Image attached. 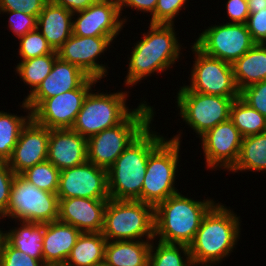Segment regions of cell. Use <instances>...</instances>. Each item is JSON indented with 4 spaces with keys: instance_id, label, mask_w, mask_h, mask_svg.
I'll return each instance as SVG.
<instances>
[{
    "instance_id": "cell-31",
    "label": "cell",
    "mask_w": 266,
    "mask_h": 266,
    "mask_svg": "<svg viewBox=\"0 0 266 266\" xmlns=\"http://www.w3.org/2000/svg\"><path fill=\"white\" fill-rule=\"evenodd\" d=\"M30 119V110L26 116L0 111V162H7L11 158L21 129Z\"/></svg>"
},
{
    "instance_id": "cell-21",
    "label": "cell",
    "mask_w": 266,
    "mask_h": 266,
    "mask_svg": "<svg viewBox=\"0 0 266 266\" xmlns=\"http://www.w3.org/2000/svg\"><path fill=\"white\" fill-rule=\"evenodd\" d=\"M47 160L60 171L87 161V138L71 128L50 129Z\"/></svg>"
},
{
    "instance_id": "cell-6",
    "label": "cell",
    "mask_w": 266,
    "mask_h": 266,
    "mask_svg": "<svg viewBox=\"0 0 266 266\" xmlns=\"http://www.w3.org/2000/svg\"><path fill=\"white\" fill-rule=\"evenodd\" d=\"M181 131L169 140L165 138L150 154L141 190V201L157 206L168 197L179 193L175 187L179 166Z\"/></svg>"
},
{
    "instance_id": "cell-38",
    "label": "cell",
    "mask_w": 266,
    "mask_h": 266,
    "mask_svg": "<svg viewBox=\"0 0 266 266\" xmlns=\"http://www.w3.org/2000/svg\"><path fill=\"white\" fill-rule=\"evenodd\" d=\"M9 14V25L7 26L16 38H20L25 34L37 28V17L26 14L21 11L0 10V14Z\"/></svg>"
},
{
    "instance_id": "cell-28",
    "label": "cell",
    "mask_w": 266,
    "mask_h": 266,
    "mask_svg": "<svg viewBox=\"0 0 266 266\" xmlns=\"http://www.w3.org/2000/svg\"><path fill=\"white\" fill-rule=\"evenodd\" d=\"M266 172V132L242 138L237 162L228 172Z\"/></svg>"
},
{
    "instance_id": "cell-44",
    "label": "cell",
    "mask_w": 266,
    "mask_h": 266,
    "mask_svg": "<svg viewBox=\"0 0 266 266\" xmlns=\"http://www.w3.org/2000/svg\"><path fill=\"white\" fill-rule=\"evenodd\" d=\"M97 0H49V2L61 6L72 13L85 10Z\"/></svg>"
},
{
    "instance_id": "cell-37",
    "label": "cell",
    "mask_w": 266,
    "mask_h": 266,
    "mask_svg": "<svg viewBox=\"0 0 266 266\" xmlns=\"http://www.w3.org/2000/svg\"><path fill=\"white\" fill-rule=\"evenodd\" d=\"M240 98L266 118V80L242 89Z\"/></svg>"
},
{
    "instance_id": "cell-27",
    "label": "cell",
    "mask_w": 266,
    "mask_h": 266,
    "mask_svg": "<svg viewBox=\"0 0 266 266\" xmlns=\"http://www.w3.org/2000/svg\"><path fill=\"white\" fill-rule=\"evenodd\" d=\"M106 243L101 232H82L64 266L103 265Z\"/></svg>"
},
{
    "instance_id": "cell-47",
    "label": "cell",
    "mask_w": 266,
    "mask_h": 266,
    "mask_svg": "<svg viewBox=\"0 0 266 266\" xmlns=\"http://www.w3.org/2000/svg\"><path fill=\"white\" fill-rule=\"evenodd\" d=\"M1 219V218H0ZM2 228H0V242H1V239L3 238V231L1 230Z\"/></svg>"
},
{
    "instance_id": "cell-42",
    "label": "cell",
    "mask_w": 266,
    "mask_h": 266,
    "mask_svg": "<svg viewBox=\"0 0 266 266\" xmlns=\"http://www.w3.org/2000/svg\"><path fill=\"white\" fill-rule=\"evenodd\" d=\"M225 4L228 19L230 18L226 23L246 24L250 14L247 0H228Z\"/></svg>"
},
{
    "instance_id": "cell-40",
    "label": "cell",
    "mask_w": 266,
    "mask_h": 266,
    "mask_svg": "<svg viewBox=\"0 0 266 266\" xmlns=\"http://www.w3.org/2000/svg\"><path fill=\"white\" fill-rule=\"evenodd\" d=\"M15 175L8 162H0V217L7 211Z\"/></svg>"
},
{
    "instance_id": "cell-12",
    "label": "cell",
    "mask_w": 266,
    "mask_h": 266,
    "mask_svg": "<svg viewBox=\"0 0 266 266\" xmlns=\"http://www.w3.org/2000/svg\"><path fill=\"white\" fill-rule=\"evenodd\" d=\"M194 44L206 55L233 64L256 43L246 24L223 22L208 26Z\"/></svg>"
},
{
    "instance_id": "cell-39",
    "label": "cell",
    "mask_w": 266,
    "mask_h": 266,
    "mask_svg": "<svg viewBox=\"0 0 266 266\" xmlns=\"http://www.w3.org/2000/svg\"><path fill=\"white\" fill-rule=\"evenodd\" d=\"M49 0H0V10L21 11L38 17Z\"/></svg>"
},
{
    "instance_id": "cell-4",
    "label": "cell",
    "mask_w": 266,
    "mask_h": 266,
    "mask_svg": "<svg viewBox=\"0 0 266 266\" xmlns=\"http://www.w3.org/2000/svg\"><path fill=\"white\" fill-rule=\"evenodd\" d=\"M216 204L177 193L154 207V238L164 243L185 244L193 241L204 216Z\"/></svg>"
},
{
    "instance_id": "cell-9",
    "label": "cell",
    "mask_w": 266,
    "mask_h": 266,
    "mask_svg": "<svg viewBox=\"0 0 266 266\" xmlns=\"http://www.w3.org/2000/svg\"><path fill=\"white\" fill-rule=\"evenodd\" d=\"M58 208L56 193L41 190L18 174L12 183L7 211L0 218L44 224L58 220Z\"/></svg>"
},
{
    "instance_id": "cell-16",
    "label": "cell",
    "mask_w": 266,
    "mask_h": 266,
    "mask_svg": "<svg viewBox=\"0 0 266 266\" xmlns=\"http://www.w3.org/2000/svg\"><path fill=\"white\" fill-rule=\"evenodd\" d=\"M199 138L202 140L206 168L214 170L219 167L229 171L235 165L243 137L230 119L219 123Z\"/></svg>"
},
{
    "instance_id": "cell-8",
    "label": "cell",
    "mask_w": 266,
    "mask_h": 266,
    "mask_svg": "<svg viewBox=\"0 0 266 266\" xmlns=\"http://www.w3.org/2000/svg\"><path fill=\"white\" fill-rule=\"evenodd\" d=\"M91 90L86 96L81 110L76 116L72 130L85 138L117 126L122 123L134 110L126 105L127 91L116 93Z\"/></svg>"
},
{
    "instance_id": "cell-5",
    "label": "cell",
    "mask_w": 266,
    "mask_h": 266,
    "mask_svg": "<svg viewBox=\"0 0 266 266\" xmlns=\"http://www.w3.org/2000/svg\"><path fill=\"white\" fill-rule=\"evenodd\" d=\"M143 102L140 101L122 123L87 139V161L106 170L115 163L129 144L154 120V107L147 105L145 100Z\"/></svg>"
},
{
    "instance_id": "cell-18",
    "label": "cell",
    "mask_w": 266,
    "mask_h": 266,
    "mask_svg": "<svg viewBox=\"0 0 266 266\" xmlns=\"http://www.w3.org/2000/svg\"><path fill=\"white\" fill-rule=\"evenodd\" d=\"M89 78L78 66L57 57L48 76L20 106L32 113L45 99L80 88Z\"/></svg>"
},
{
    "instance_id": "cell-26",
    "label": "cell",
    "mask_w": 266,
    "mask_h": 266,
    "mask_svg": "<svg viewBox=\"0 0 266 266\" xmlns=\"http://www.w3.org/2000/svg\"><path fill=\"white\" fill-rule=\"evenodd\" d=\"M20 227L3 231V238L21 253L28 254L44 264L43 238L44 224L37 222L16 221Z\"/></svg>"
},
{
    "instance_id": "cell-41",
    "label": "cell",
    "mask_w": 266,
    "mask_h": 266,
    "mask_svg": "<svg viewBox=\"0 0 266 266\" xmlns=\"http://www.w3.org/2000/svg\"><path fill=\"white\" fill-rule=\"evenodd\" d=\"M246 26L256 44H266V8L250 13Z\"/></svg>"
},
{
    "instance_id": "cell-30",
    "label": "cell",
    "mask_w": 266,
    "mask_h": 266,
    "mask_svg": "<svg viewBox=\"0 0 266 266\" xmlns=\"http://www.w3.org/2000/svg\"><path fill=\"white\" fill-rule=\"evenodd\" d=\"M230 120L242 137L266 132V118L240 97L235 99L231 105Z\"/></svg>"
},
{
    "instance_id": "cell-25",
    "label": "cell",
    "mask_w": 266,
    "mask_h": 266,
    "mask_svg": "<svg viewBox=\"0 0 266 266\" xmlns=\"http://www.w3.org/2000/svg\"><path fill=\"white\" fill-rule=\"evenodd\" d=\"M233 73L239 91L266 80V44H255L233 64Z\"/></svg>"
},
{
    "instance_id": "cell-17",
    "label": "cell",
    "mask_w": 266,
    "mask_h": 266,
    "mask_svg": "<svg viewBox=\"0 0 266 266\" xmlns=\"http://www.w3.org/2000/svg\"><path fill=\"white\" fill-rule=\"evenodd\" d=\"M112 42L109 36L85 37L72 34L57 50V55L60 59L78 66L88 76L101 80L108 75L109 67L99 64L97 59L104 55Z\"/></svg>"
},
{
    "instance_id": "cell-23",
    "label": "cell",
    "mask_w": 266,
    "mask_h": 266,
    "mask_svg": "<svg viewBox=\"0 0 266 266\" xmlns=\"http://www.w3.org/2000/svg\"><path fill=\"white\" fill-rule=\"evenodd\" d=\"M73 13L48 2L37 17V29L54 51H57L73 34Z\"/></svg>"
},
{
    "instance_id": "cell-29",
    "label": "cell",
    "mask_w": 266,
    "mask_h": 266,
    "mask_svg": "<svg viewBox=\"0 0 266 266\" xmlns=\"http://www.w3.org/2000/svg\"><path fill=\"white\" fill-rule=\"evenodd\" d=\"M153 241L150 247L148 266H198V263L191 259L188 245L161 241L154 243Z\"/></svg>"
},
{
    "instance_id": "cell-45",
    "label": "cell",
    "mask_w": 266,
    "mask_h": 266,
    "mask_svg": "<svg viewBox=\"0 0 266 266\" xmlns=\"http://www.w3.org/2000/svg\"><path fill=\"white\" fill-rule=\"evenodd\" d=\"M250 13H256L266 8V0H247Z\"/></svg>"
},
{
    "instance_id": "cell-24",
    "label": "cell",
    "mask_w": 266,
    "mask_h": 266,
    "mask_svg": "<svg viewBox=\"0 0 266 266\" xmlns=\"http://www.w3.org/2000/svg\"><path fill=\"white\" fill-rule=\"evenodd\" d=\"M152 240L107 241L105 266H148Z\"/></svg>"
},
{
    "instance_id": "cell-36",
    "label": "cell",
    "mask_w": 266,
    "mask_h": 266,
    "mask_svg": "<svg viewBox=\"0 0 266 266\" xmlns=\"http://www.w3.org/2000/svg\"><path fill=\"white\" fill-rule=\"evenodd\" d=\"M188 0H158L150 24H174V19Z\"/></svg>"
},
{
    "instance_id": "cell-3",
    "label": "cell",
    "mask_w": 266,
    "mask_h": 266,
    "mask_svg": "<svg viewBox=\"0 0 266 266\" xmlns=\"http://www.w3.org/2000/svg\"><path fill=\"white\" fill-rule=\"evenodd\" d=\"M239 221L240 216L233 210L222 203H216L204 216L189 244L192 261L217 265L229 257L240 239Z\"/></svg>"
},
{
    "instance_id": "cell-33",
    "label": "cell",
    "mask_w": 266,
    "mask_h": 266,
    "mask_svg": "<svg viewBox=\"0 0 266 266\" xmlns=\"http://www.w3.org/2000/svg\"><path fill=\"white\" fill-rule=\"evenodd\" d=\"M21 175L41 190L50 193L58 191L60 170L48 160L26 169Z\"/></svg>"
},
{
    "instance_id": "cell-34",
    "label": "cell",
    "mask_w": 266,
    "mask_h": 266,
    "mask_svg": "<svg viewBox=\"0 0 266 266\" xmlns=\"http://www.w3.org/2000/svg\"><path fill=\"white\" fill-rule=\"evenodd\" d=\"M18 52L22 60L52 54L54 50L49 45L45 37L36 28L19 38Z\"/></svg>"
},
{
    "instance_id": "cell-11",
    "label": "cell",
    "mask_w": 266,
    "mask_h": 266,
    "mask_svg": "<svg viewBox=\"0 0 266 266\" xmlns=\"http://www.w3.org/2000/svg\"><path fill=\"white\" fill-rule=\"evenodd\" d=\"M195 61L191 70L188 90L224 97H240L232 64L206 55L194 43L191 45Z\"/></svg>"
},
{
    "instance_id": "cell-20",
    "label": "cell",
    "mask_w": 266,
    "mask_h": 266,
    "mask_svg": "<svg viewBox=\"0 0 266 266\" xmlns=\"http://www.w3.org/2000/svg\"><path fill=\"white\" fill-rule=\"evenodd\" d=\"M109 199H59L58 221L76 227L81 232H102L104 214Z\"/></svg>"
},
{
    "instance_id": "cell-15",
    "label": "cell",
    "mask_w": 266,
    "mask_h": 266,
    "mask_svg": "<svg viewBox=\"0 0 266 266\" xmlns=\"http://www.w3.org/2000/svg\"><path fill=\"white\" fill-rule=\"evenodd\" d=\"M73 18L74 35L109 36L112 40L119 35L127 22L126 17L121 18L117 0H97L87 9L74 12Z\"/></svg>"
},
{
    "instance_id": "cell-46",
    "label": "cell",
    "mask_w": 266,
    "mask_h": 266,
    "mask_svg": "<svg viewBox=\"0 0 266 266\" xmlns=\"http://www.w3.org/2000/svg\"><path fill=\"white\" fill-rule=\"evenodd\" d=\"M199 266H213L214 263H198Z\"/></svg>"
},
{
    "instance_id": "cell-19",
    "label": "cell",
    "mask_w": 266,
    "mask_h": 266,
    "mask_svg": "<svg viewBox=\"0 0 266 266\" xmlns=\"http://www.w3.org/2000/svg\"><path fill=\"white\" fill-rule=\"evenodd\" d=\"M49 135L50 129L37 124L32 118L21 129L12 156L7 161L16 175L47 160Z\"/></svg>"
},
{
    "instance_id": "cell-35",
    "label": "cell",
    "mask_w": 266,
    "mask_h": 266,
    "mask_svg": "<svg viewBox=\"0 0 266 266\" xmlns=\"http://www.w3.org/2000/svg\"><path fill=\"white\" fill-rule=\"evenodd\" d=\"M0 266H45L40 260L21 253L4 238L0 242Z\"/></svg>"
},
{
    "instance_id": "cell-1",
    "label": "cell",
    "mask_w": 266,
    "mask_h": 266,
    "mask_svg": "<svg viewBox=\"0 0 266 266\" xmlns=\"http://www.w3.org/2000/svg\"><path fill=\"white\" fill-rule=\"evenodd\" d=\"M149 31L143 33L131 50L125 85H133L146 79L154 72L157 74L170 69L181 56V47L174 24H149ZM146 77V78H145Z\"/></svg>"
},
{
    "instance_id": "cell-7",
    "label": "cell",
    "mask_w": 266,
    "mask_h": 266,
    "mask_svg": "<svg viewBox=\"0 0 266 266\" xmlns=\"http://www.w3.org/2000/svg\"><path fill=\"white\" fill-rule=\"evenodd\" d=\"M102 235L107 241L155 240L154 207L138 200L109 199Z\"/></svg>"
},
{
    "instance_id": "cell-13",
    "label": "cell",
    "mask_w": 266,
    "mask_h": 266,
    "mask_svg": "<svg viewBox=\"0 0 266 266\" xmlns=\"http://www.w3.org/2000/svg\"><path fill=\"white\" fill-rule=\"evenodd\" d=\"M98 82L90 77L80 88L45 99L31 113V118L49 129L71 128L86 96Z\"/></svg>"
},
{
    "instance_id": "cell-10",
    "label": "cell",
    "mask_w": 266,
    "mask_h": 266,
    "mask_svg": "<svg viewBox=\"0 0 266 266\" xmlns=\"http://www.w3.org/2000/svg\"><path fill=\"white\" fill-rule=\"evenodd\" d=\"M179 115L201 137L219 123L230 119L233 101L239 97H224L188 90L184 85L176 95Z\"/></svg>"
},
{
    "instance_id": "cell-22",
    "label": "cell",
    "mask_w": 266,
    "mask_h": 266,
    "mask_svg": "<svg viewBox=\"0 0 266 266\" xmlns=\"http://www.w3.org/2000/svg\"><path fill=\"white\" fill-rule=\"evenodd\" d=\"M81 233L76 227L58 220L44 223V265L64 266Z\"/></svg>"
},
{
    "instance_id": "cell-32",
    "label": "cell",
    "mask_w": 266,
    "mask_h": 266,
    "mask_svg": "<svg viewBox=\"0 0 266 266\" xmlns=\"http://www.w3.org/2000/svg\"><path fill=\"white\" fill-rule=\"evenodd\" d=\"M57 57V51H54L52 54L28 60H21V62L17 63L15 72H17L18 76L25 85H29L28 87H31L30 92L25 99L31 95L38 88L40 83L48 76Z\"/></svg>"
},
{
    "instance_id": "cell-43",
    "label": "cell",
    "mask_w": 266,
    "mask_h": 266,
    "mask_svg": "<svg viewBox=\"0 0 266 266\" xmlns=\"http://www.w3.org/2000/svg\"><path fill=\"white\" fill-rule=\"evenodd\" d=\"M158 0H117L118 7H119V12L120 15L122 16L121 11L124 10V8H133L136 11H141V12H146L150 13L152 16L155 12L156 4Z\"/></svg>"
},
{
    "instance_id": "cell-2",
    "label": "cell",
    "mask_w": 266,
    "mask_h": 266,
    "mask_svg": "<svg viewBox=\"0 0 266 266\" xmlns=\"http://www.w3.org/2000/svg\"><path fill=\"white\" fill-rule=\"evenodd\" d=\"M150 129L149 125L107 170L108 194L111 199L141 201L149 154L165 139Z\"/></svg>"
},
{
    "instance_id": "cell-14",
    "label": "cell",
    "mask_w": 266,
    "mask_h": 266,
    "mask_svg": "<svg viewBox=\"0 0 266 266\" xmlns=\"http://www.w3.org/2000/svg\"><path fill=\"white\" fill-rule=\"evenodd\" d=\"M58 199H110L107 170L89 161L60 171Z\"/></svg>"
}]
</instances>
